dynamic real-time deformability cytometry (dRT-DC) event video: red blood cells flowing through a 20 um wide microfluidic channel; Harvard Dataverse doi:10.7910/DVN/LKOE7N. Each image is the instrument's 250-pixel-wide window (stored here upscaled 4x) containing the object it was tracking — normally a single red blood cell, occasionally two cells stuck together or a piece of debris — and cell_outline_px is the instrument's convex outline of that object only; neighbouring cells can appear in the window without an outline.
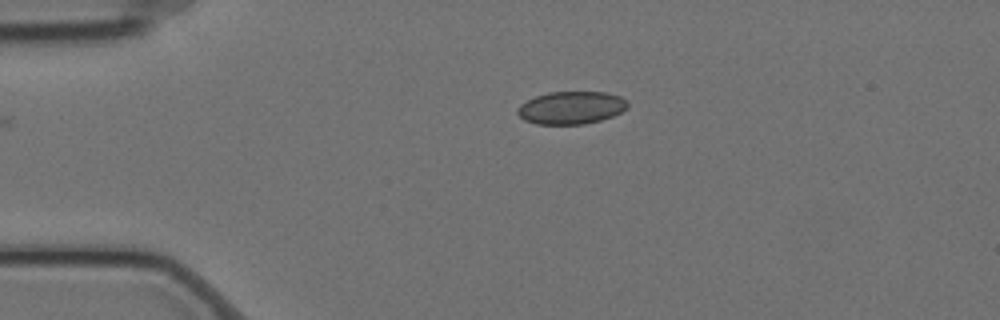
{"species": "Egyptian fruit bat (a non-hibernating species)", "species_latin": "Rousettus aegyptiacus", "temperature_condition": "cold", "stored_images_in_passage": 42, "camera_frame_rate_fps": 3000, "um_per_image_px": 0.085, "animal": {"sex": "female"}, "frame": {"image": 1, "passage_image": 1, "time_ms": 0.0, "image_size_px": [1000, 320], "cell_outline_px": [[628, 108], [612, 116], [600, 120], [584, 124], [536, 124], [524, 120], [516, 112], [516, 108], [520, 104], [536, 96], [548, 92], [608, 92], [620, 96], [628, 100]], "centroid_in_image_um": [48.56, 9.15], "position_along_channel_um": 36.4, "area_um2": 21.1}}
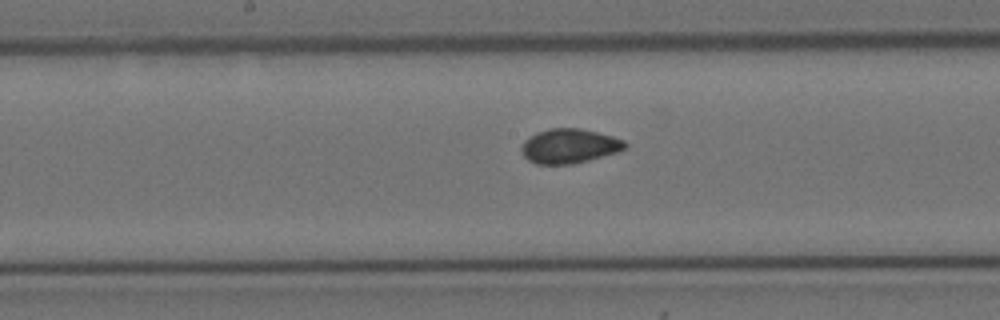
{"frame": {"image": 2, "passage_image": 18, "time_ms": 5.667, "image_size_px": [1000, 320], "cell_outline_px": [[628, 148], [616, 152], [588, 160], [572, 164], [536, 164], [528, 160], [520, 152], [520, 148], [524, 140], [528, 136], [536, 132], [548, 128], [580, 128], [612, 136], [624, 140], [628, 144]], "centroid_in_image_um": [48.35, 12.4], "position_along_channel_um": 199.8, "area_um2": 20.98}}
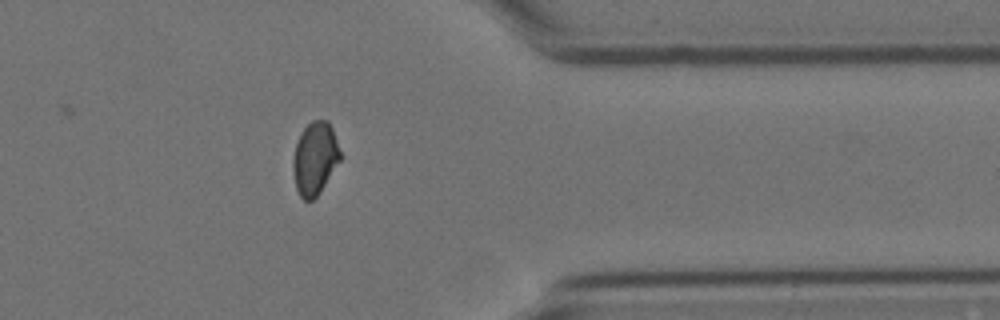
{"frame": {"image": 3, "passage_image": 35, "time_ms": 11.333, "image_size_px": [1000, 320], "cell_outline_px": [[340, 160], [320, 192], [312, 200], [304, 200], [300, 196], [296, 188], [292, 168], [292, 160], [296, 144], [300, 132], [312, 120], [328, 120], [332, 128], [340, 152]], "centroid_in_image_um": [26.75, 13.46], "position_along_channel_um": 384.7, "area_um2": 19.88}}